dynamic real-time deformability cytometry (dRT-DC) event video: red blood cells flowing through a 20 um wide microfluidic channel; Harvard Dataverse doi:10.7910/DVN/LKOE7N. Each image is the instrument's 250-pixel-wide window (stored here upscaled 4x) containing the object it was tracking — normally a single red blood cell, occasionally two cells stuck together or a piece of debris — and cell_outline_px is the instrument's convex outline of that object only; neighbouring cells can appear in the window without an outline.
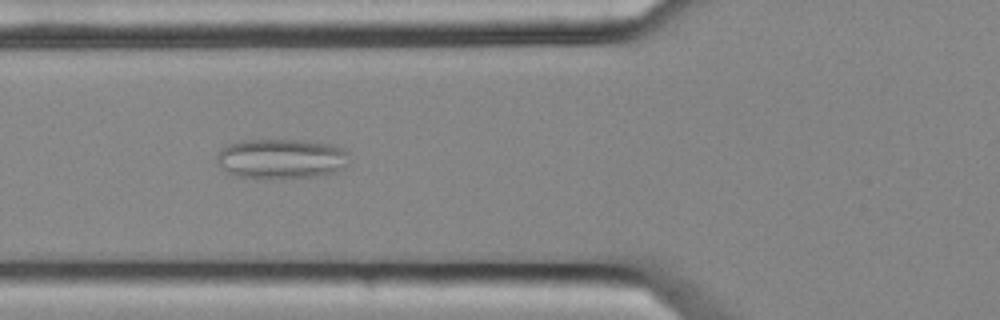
{"species": "common noctule bat (a hibernating species)", "species_latin": "Nyctalus noctula", "temperature_condition": "cold", "stored_images_in_passage": 11, "camera_frame_rate_fps": 3000, "um_per_image_px": 0.085, "animal": {"sex": "female", "body_mass_g": 25.1}, "frame": {"image": 1, "passage_image": 2, "time_ms": 0.333, "image_size_px": [1000, 320], "cell_outline_px": [[348, 164], [344, 168], [336, 172], [316, 176], [236, 176], [224, 172], [216, 160], [216, 156], [220, 148], [224, 144], [240, 140], [304, 140], [332, 144], [344, 148], [348, 152]], "centroid_in_image_um": [23.9, 13.44], "position_along_channel_um": 101.9, "area_um2": 30.69}}
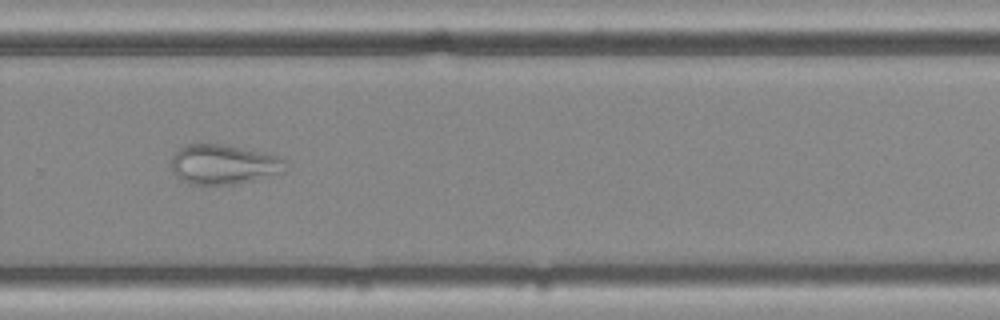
{"frame": {"image": 2, "passage_image": 7, "time_ms": 2.0, "image_size_px": [1000, 320], "cell_outline_px": [[288, 168], [284, 172], [252, 180], [232, 184], [188, 184], [180, 180], [172, 172], [172, 156], [180, 148], [188, 144], [224, 144], [264, 152], [280, 156], [288, 160]], "centroid_in_image_um": [19.05, 13.97], "position_along_channel_um": 310.8, "area_um2": 26.7}}